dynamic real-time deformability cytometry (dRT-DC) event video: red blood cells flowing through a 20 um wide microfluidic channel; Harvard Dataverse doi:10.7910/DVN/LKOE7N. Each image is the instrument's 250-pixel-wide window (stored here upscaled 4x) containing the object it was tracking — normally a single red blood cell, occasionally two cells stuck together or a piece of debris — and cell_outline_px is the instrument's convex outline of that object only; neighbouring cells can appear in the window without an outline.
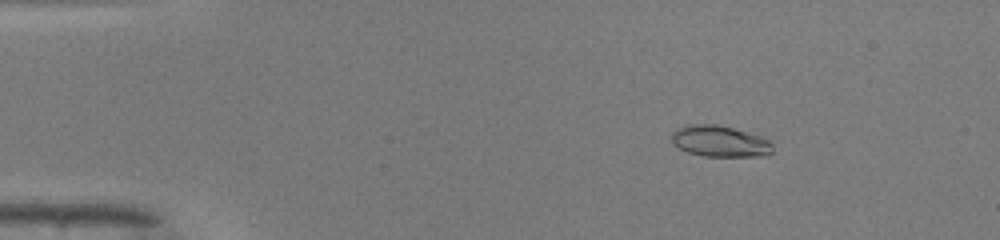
{"species": "common noctule bat (a hibernating species)", "species_latin": "Nyctalus noctula", "temperature_condition": "warm", "stored_images_in_passage": 50, "camera_frame_rate_fps": 3000, "um_per_image_px": 0.085, "animal": {"sex": "male", "body_mass_g": 19.0, "forearm_length_mm": 50.8}, "frame": {"image": 1, "passage_image": 8, "time_ms": 2.333, "image_size_px": [1000, 240], "cell_outline_px": [[772, 152], [768, 156], [704, 156], [688, 152], [672, 144], [672, 132], [676, 128], [684, 124], [716, 124], [732, 128], [760, 136], [772, 140]], "centroid_in_image_um": [61.19, 12.0], "position_along_channel_um": 23.8, "area_um2": 18.55}}
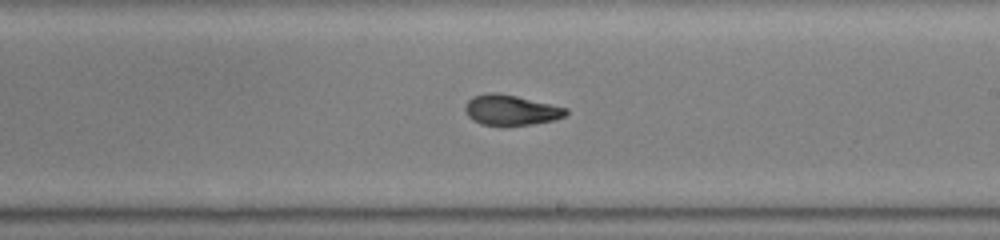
{"frame": {"image": 2, "passage_image": 30, "time_ms": 9.667, "image_size_px": [1000, 240], "cell_outline_px": [[568, 112], [564, 116], [556, 120], [532, 124], [480, 124], [472, 120], [468, 116], [464, 108], [468, 100], [472, 96], [484, 92], [496, 92], [516, 96], [568, 108]], "centroid_in_image_um": [43.41, 9.33], "position_along_channel_um": 245.6, "area_um2": 17.69}}
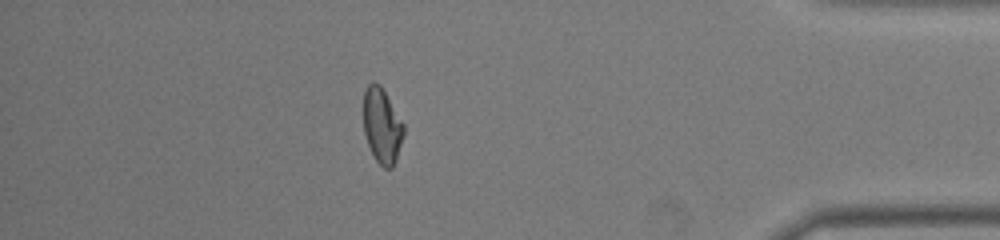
{"frame": {"image": 3, "passage_image": 44, "time_ms": 14.333, "image_size_px": [1000, 240], "cell_outline_px": [[404, 136], [396, 160], [392, 168], [384, 168], [376, 160], [368, 144], [364, 132], [364, 92], [368, 84], [380, 84], [404, 124]], "centroid_in_image_um": [32.49, 10.71], "position_along_channel_um": 402.7, "area_um2": 17.4}, "authors_computed_cell_mechanics": {"area_um2": 18.2359, "velocity_mm_per_s": 4.1556, "shape_relaxation_time_tau1_ms": 6.4608, "shape_relaxation_time_tau2_ms": 1.7187, "deformation_change_tau1": 0.2537, "deformation_change_tau2": 0.06}}